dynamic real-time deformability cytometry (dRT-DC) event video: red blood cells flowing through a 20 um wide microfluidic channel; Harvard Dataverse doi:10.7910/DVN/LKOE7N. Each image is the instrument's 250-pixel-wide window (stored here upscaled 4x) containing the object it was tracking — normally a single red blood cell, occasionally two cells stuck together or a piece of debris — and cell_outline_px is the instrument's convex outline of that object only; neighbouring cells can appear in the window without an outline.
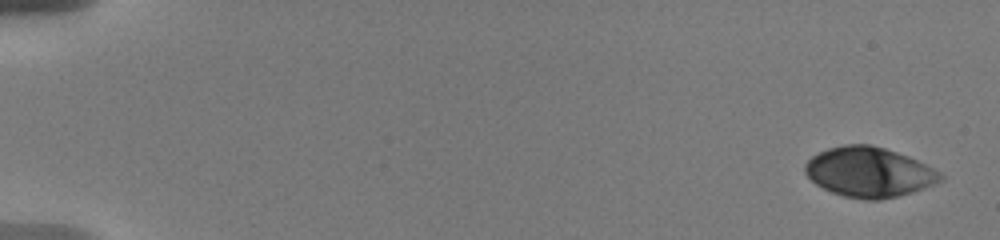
{"species": "human", "species_latin": "Homo sapiens", "temperature_condition": "warm", "stored_images_in_passage": 35, "camera_frame_rate_fps": 3000, "um_per_image_px": 0.085, "donor": {"sex": "male"}, "frame": {"image": 1, "passage_image": 1, "time_ms": 0.0, "image_size_px": [1000, 240], "cell_outline_px": [[944, 180], [924, 188], [912, 192], [880, 200], [864, 200], [844, 196], [832, 192], [816, 184], [804, 172], [804, 164], [812, 156], [828, 148], [844, 144], [868, 144], [884, 148], [908, 156], [940, 172], [944, 176]], "centroid_in_image_um": [73.86, 14.63], "position_along_channel_um": 11.1, "area_um2": 39.25}}
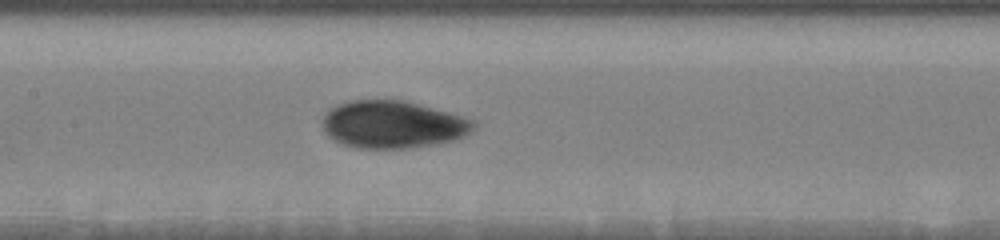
{"frame": {"image": 2, "passage_image": 18, "time_ms": 9.0, "image_size_px": [1000, 240], "cell_outline_px": [[476, 124], [464, 136], [452, 140], [412, 148], [356, 148], [340, 144], [332, 140], [324, 132], [320, 124], [320, 120], [324, 112], [328, 108], [336, 104], [348, 100], [404, 100], [448, 112], [472, 120]], "centroid_in_image_um": [33.25, 10.58], "position_along_channel_um": 174.2, "area_um2": 42.08}}
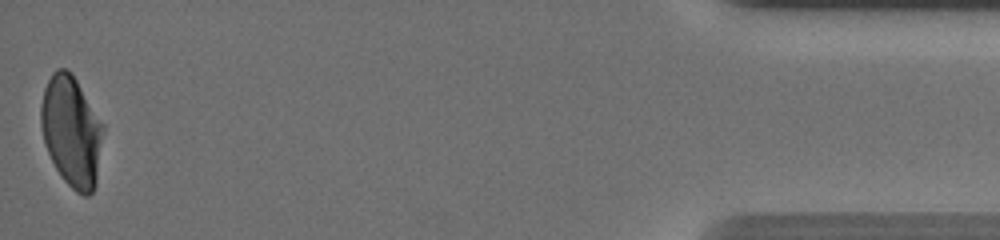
{"frame": {"image": 3, "passage_image": 35, "time_ms": 18.0, "image_size_px": [1000, 240], "cell_outline_px": [[104, 128], [96, 184], [92, 192], [88, 196], [84, 196], [76, 192], [60, 176], [48, 152], [44, 140], [40, 124], [40, 108], [44, 88], [52, 72], [56, 68], [64, 68], [72, 72], [104, 124]], "centroid_in_image_um": [6.08, 11.14], "position_along_channel_um": 429.1, "area_um2": 40.34}, "authors_computed_cell_mechanics": {"area_um2": 40.6334, "velocity_mm_per_s": 3.667, "shape_relaxation_time_tau1_ms": 9.2945, "shape_relaxation_time_tau2_ms": 1.146, "deformation_change_tau1": 0.2374, "deformation_change_tau2": 0.0439}}